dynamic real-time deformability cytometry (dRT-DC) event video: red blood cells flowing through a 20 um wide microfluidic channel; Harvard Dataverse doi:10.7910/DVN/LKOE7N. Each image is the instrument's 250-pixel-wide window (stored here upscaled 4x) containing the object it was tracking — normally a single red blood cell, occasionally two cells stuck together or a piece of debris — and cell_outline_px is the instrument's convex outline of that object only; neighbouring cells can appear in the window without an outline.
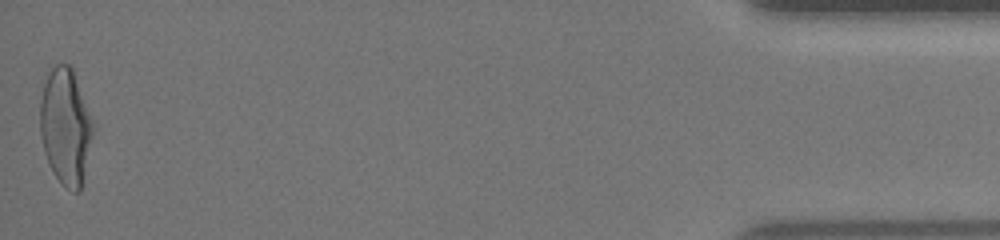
{"species": "human", "species_latin": "Homo sapiens", "temperature_condition": "warm", "stored_images_in_passage": 40, "camera_frame_rate_fps": 3000, "um_per_image_px": 0.085, "donor": {"sex": "female"}, "frame": {"image": 1, "passage_image": 40, "time_ms": 13.0, "image_size_px": [1000, 240], "cell_outline_px": [[92, 136], [80, 192], [72, 192], [52, 172], [44, 152], [40, 132], [40, 100], [44, 72], [56, 64], [68, 64], [72, 68], [92, 120]], "centroid_in_image_um": [5.52, 10.69], "position_along_channel_um": 429.7, "area_um2": 35.66}, "authors_computed_cell_mechanics": {"area_um2": 33.5818, "velocity_mm_per_s": 3.9735, "shape_relaxation_time_tau1_ms": 4.4284, "shape_relaxation_time_tau2_ms": 0.7075, "deformation_change_tau1": 0.2293, "deformation_change_tau2": 0.0707}}